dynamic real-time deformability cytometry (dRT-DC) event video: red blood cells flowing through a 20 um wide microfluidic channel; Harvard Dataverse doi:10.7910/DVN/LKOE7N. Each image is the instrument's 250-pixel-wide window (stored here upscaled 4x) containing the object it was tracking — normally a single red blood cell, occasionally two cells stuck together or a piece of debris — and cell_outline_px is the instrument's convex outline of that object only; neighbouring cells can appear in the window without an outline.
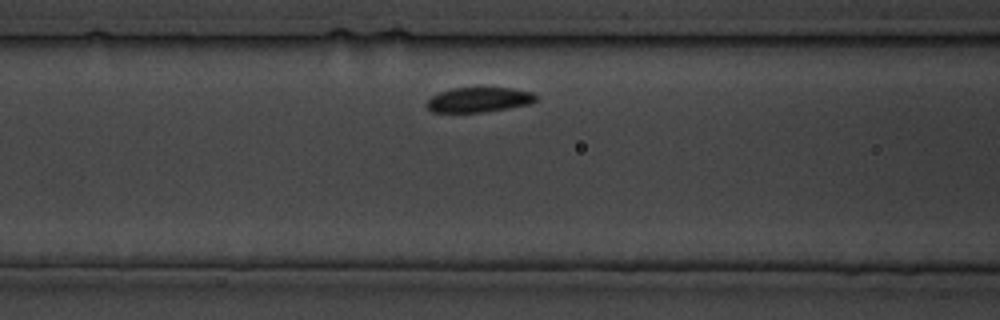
{"species": "common noctule bat (a hibernating species)", "species_latin": "Nyctalus noctula", "temperature_condition": "cold", "stored_images_in_passage": 12, "segment_of_instrument_passage": [2, 2], "camera_frame_rate_fps": 3000, "um_per_image_px": 0.085, "animal": {"sex": "male", "body_mass_g": 19.5, "forearm_length_mm": 54.6}, "frame": {"image": 1, "passage_image": 9, "time_ms": 9.0, "image_size_px": [1000, 320], "cell_outline_px": [[536, 100], [532, 104], [484, 112], [432, 112], [424, 104], [432, 96], [440, 92], [452, 88], [512, 88], [532, 92], [536, 96]], "centroid_in_image_um": [40.7, 8.48], "position_along_channel_um": 125.9, "area_um2": 15.84}}